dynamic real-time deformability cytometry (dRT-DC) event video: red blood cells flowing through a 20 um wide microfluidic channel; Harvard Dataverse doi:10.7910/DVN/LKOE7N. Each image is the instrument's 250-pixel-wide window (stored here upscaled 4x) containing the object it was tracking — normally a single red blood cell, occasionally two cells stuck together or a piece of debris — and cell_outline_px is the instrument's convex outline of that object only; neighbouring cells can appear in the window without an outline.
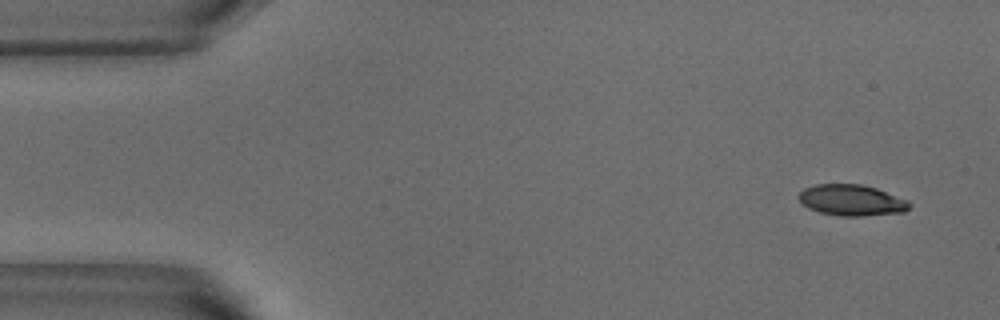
{"species": "common noctule bat (a hibernating species)", "species_latin": "Nyctalus noctula", "temperature_condition": "warm", "stored_images_in_passage": 50, "camera_frame_rate_fps": 3000, "um_per_image_px": 0.085, "animal": {"sex": "male", "body_mass_g": 18.8}, "frame": {"image": 1, "passage_image": 1, "time_ms": 0.0, "image_size_px": [1000, 320], "cell_outline_px": [[912, 204], [904, 212], [864, 216], [840, 216], [820, 212], [808, 208], [800, 204], [796, 196], [804, 188], [816, 184], [860, 184], [876, 188], [908, 200]], "centroid_in_image_um": [72.35, 17.02], "position_along_channel_um": 12.7, "area_um2": 20.23}}
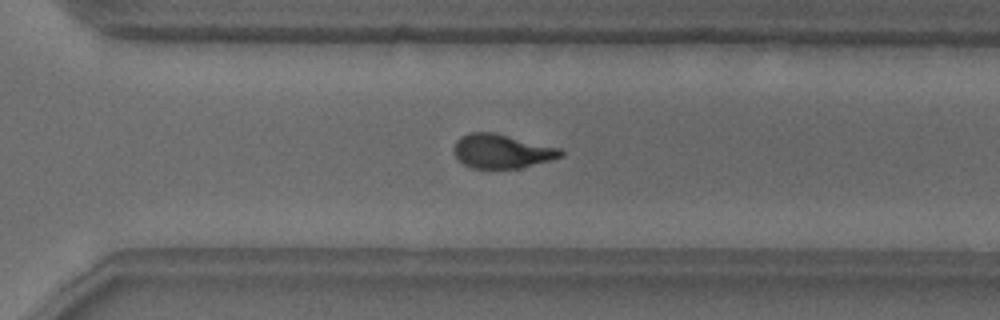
{"frame": {"image": 2, "passage_image": 34, "time_ms": 11.0, "image_size_px": [1000, 320], "cell_outline_px": [[564, 156], [552, 160], [520, 168], [472, 168], [464, 164], [456, 156], [456, 140], [460, 136], [472, 132], [492, 132], [560, 148], [564, 152]], "centroid_in_image_um": [42.7, 12.86], "position_along_channel_um": 327.9, "area_um2": 20.92}}
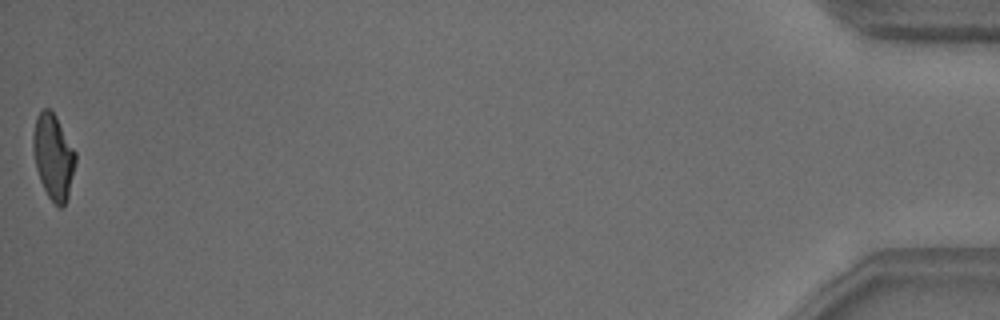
{"frame": {"image": 3, "passage_image": 50, "time_ms": 16.333, "image_size_px": [1000, 320], "cell_outline_px": [[76, 164], [68, 196], [64, 204], [60, 208], [48, 196], [40, 180], [36, 168], [32, 144], [32, 136], [36, 116], [44, 108], [48, 108], [56, 116], [76, 152]], "centroid_in_image_um": [4.53, 13.3], "position_along_channel_um": 430.7, "area_um2": 20.98}, "authors_computed_cell_mechanics": {"area_um2": 21.5305, "velocity_mm_per_s": 3.8202, "shape_relaxation_time_tau1_ms": 4.1416, "shape_relaxation_time_tau2_ms": 1.951, "deformation_change_tau1": 0.1622, "deformation_change_tau2": 0.0864}}